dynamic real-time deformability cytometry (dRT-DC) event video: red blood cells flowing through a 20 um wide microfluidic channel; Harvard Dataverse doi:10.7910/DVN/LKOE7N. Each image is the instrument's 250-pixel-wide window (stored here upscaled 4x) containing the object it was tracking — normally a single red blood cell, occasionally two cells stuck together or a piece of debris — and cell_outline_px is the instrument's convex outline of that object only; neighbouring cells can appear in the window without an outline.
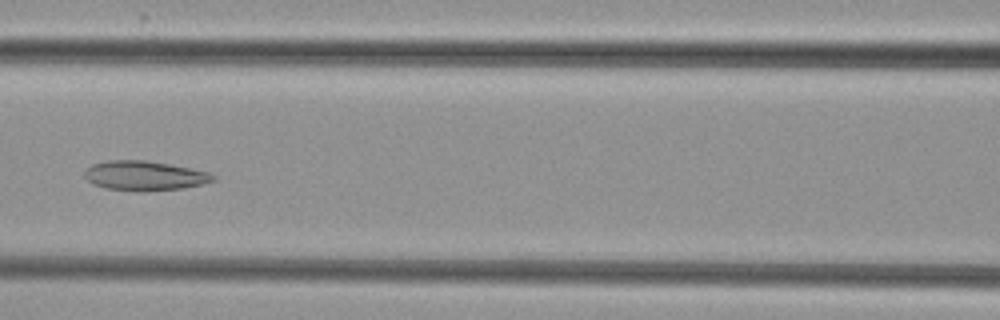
{"species": "common noctule bat (a hibernating species)", "species_latin": "Nyctalus noctula", "temperature_condition": "cold", "stored_images_in_passage": 8, "camera_frame_rate_fps": 3000, "um_per_image_px": 0.085, "animal": {"sex": "female", "body_mass_g": 29.2, "forearm_length_mm": 56.3}, "frame": {"image": 1, "passage_image": 7, "time_ms": 8.0, "image_size_px": [1000, 320], "cell_outline_px": [[216, 180], [204, 184], [184, 188], [140, 192], [136, 192], [104, 188], [92, 184], [84, 176], [84, 172], [92, 164], [104, 160], [144, 160], [168, 164], [208, 172], [216, 176]], "centroid_in_image_um": [12.26, 14.95], "position_along_channel_um": 154.3, "area_um2": 22.37}}
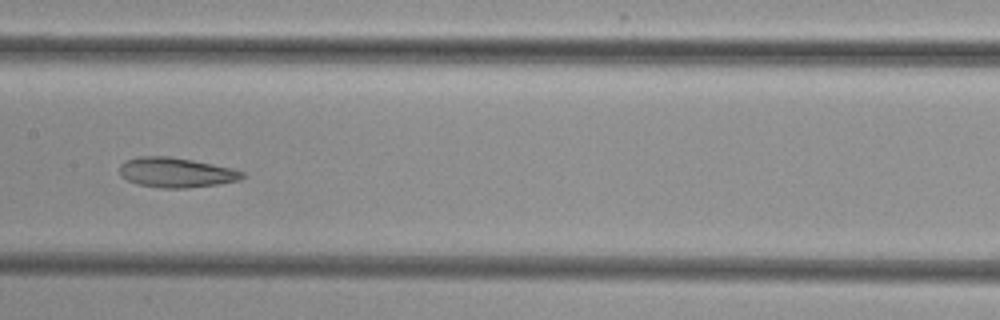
{"frame": {"image": 2, "passage_image": 8, "time_ms": 9.0, "image_size_px": [1000, 320], "cell_outline_px": [[244, 176], [240, 180], [216, 184], [188, 188], [160, 188], [136, 184], [120, 176], [120, 164], [124, 160], [136, 156], [172, 156], [232, 168], [244, 172]], "centroid_in_image_um": [14.92, 14.65], "position_along_channel_um": 192.5, "area_um2": 21.5}}